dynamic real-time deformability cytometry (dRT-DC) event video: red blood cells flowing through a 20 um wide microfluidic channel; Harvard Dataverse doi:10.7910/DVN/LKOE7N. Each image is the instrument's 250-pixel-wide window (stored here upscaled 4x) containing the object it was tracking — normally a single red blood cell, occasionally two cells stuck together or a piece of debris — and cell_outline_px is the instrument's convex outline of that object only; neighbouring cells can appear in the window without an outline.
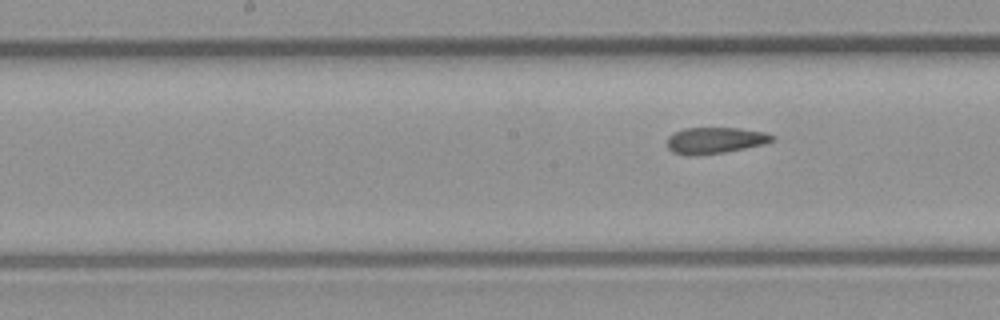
{"species": "common noctule bat (a hibernating species)", "species_latin": "Nyctalus noctula", "temperature_condition": "room temperature", "stored_images_in_passage": 8, "segment_of_instrument_passage": [2, 2], "camera_frame_rate_fps": 3000, "um_per_image_px": 0.085, "animal": {"sex": "male", "body_mass_g": 23.1, "forearm_length_mm": 52.7}, "frame": {"image": 1, "passage_image": 8, "time_ms": 9.0, "image_size_px": [1000, 320], "cell_outline_px": [[776, 140], [764, 144], [724, 152], [696, 156], [688, 156], [672, 152], [668, 148], [668, 136], [684, 128], [740, 128], [764, 132], [776, 136]], "centroid_in_image_um": [60.8, 11.94], "position_along_channel_um": 187.4, "area_um2": 16.18}}